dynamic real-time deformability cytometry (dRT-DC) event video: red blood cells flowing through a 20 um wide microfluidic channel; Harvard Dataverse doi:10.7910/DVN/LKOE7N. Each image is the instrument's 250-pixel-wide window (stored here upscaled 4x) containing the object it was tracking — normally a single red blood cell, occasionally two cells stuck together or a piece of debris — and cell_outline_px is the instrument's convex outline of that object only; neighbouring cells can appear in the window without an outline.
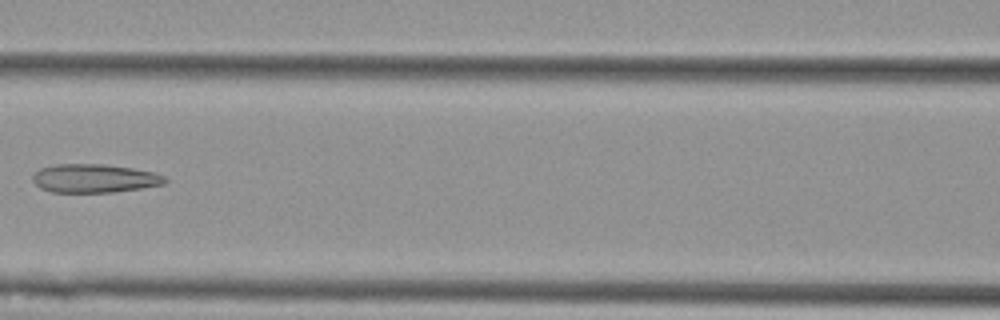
{"species": "Egyptian fruit bat (a non-hibernating species)", "species_latin": "Rousettus aegyptiacus", "temperature_condition": "cold", "stored_images_in_passage": 5, "camera_frame_rate_fps": 3000, "um_per_image_px": 0.085, "animal": {"sex": "female"}, "frame": {"image": 1, "passage_image": 4, "time_ms": 1.0, "image_size_px": [1000, 320], "cell_outline_px": [[168, 180], [164, 184], [140, 188], [112, 192], [52, 192], [40, 188], [32, 180], [32, 176], [40, 168], [56, 164], [104, 164], [132, 168], [152, 172], [164, 176]], "centroid_in_image_um": [8.0, 15.16], "position_along_channel_um": 158.6, "area_um2": 21.91}}
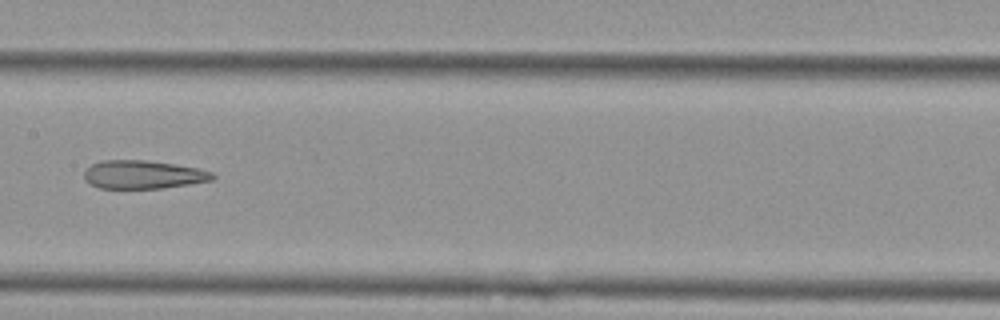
{"frame": {"image": 2, "passage_image": 5, "time_ms": 1.333, "image_size_px": [1000, 320], "cell_outline_px": [[216, 176], [212, 180], [164, 188], [100, 188], [84, 180], [84, 168], [100, 160], [148, 160], [176, 164], [196, 168], [212, 172]], "centroid_in_image_um": [12.13, 14.83], "position_along_channel_um": 195.3, "area_um2": 21.27}}